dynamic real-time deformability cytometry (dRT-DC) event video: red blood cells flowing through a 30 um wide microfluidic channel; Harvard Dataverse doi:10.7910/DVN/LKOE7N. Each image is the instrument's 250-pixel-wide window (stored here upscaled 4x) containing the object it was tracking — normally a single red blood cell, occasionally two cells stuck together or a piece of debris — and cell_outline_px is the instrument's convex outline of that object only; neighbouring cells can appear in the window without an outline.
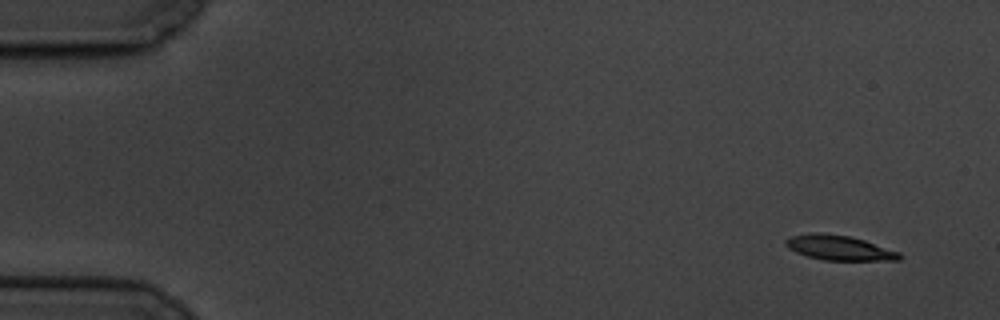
{"species": "common noctule bat (a hibernating species)", "species_latin": "Nyctalus noctula", "temperature_condition": "cold", "stored_images_in_passage": 5, "camera_frame_rate_fps": 3000, "um_per_image_px": 0.085, "animal": {"sex": "male", "body_mass_g": 19.5, "forearm_length_mm": 54.6}, "frame": {"image": 1, "passage_image": 1, "time_ms": 0.0, "image_size_px": [1000, 320], "cell_outline_px": [[904, 256], [900, 260], [824, 260], [808, 256], [796, 252], [788, 248], [784, 244], [784, 240], [788, 236], [808, 232], [820, 232], [848, 236], [864, 240], [900, 252]], "centroid_in_image_um": [71.29, 21.05], "position_along_channel_um": 13.7, "area_um2": 16.65}}
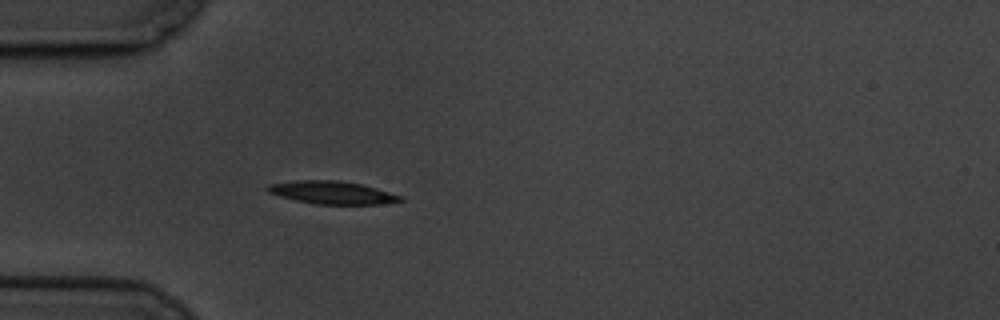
{"frame": {"image": 2, "passage_image": 5, "time_ms": 4.667, "image_size_px": [1000, 320], "cell_outline_px": [[404, 200], [376, 204], [316, 204], [296, 200], [280, 196], [268, 192], [264, 188], [268, 184], [296, 180], [336, 180], [360, 184], [404, 196]], "centroid_in_image_um": [28.19, 16.36], "position_along_channel_um": 56.8, "area_um2": 17.51}}